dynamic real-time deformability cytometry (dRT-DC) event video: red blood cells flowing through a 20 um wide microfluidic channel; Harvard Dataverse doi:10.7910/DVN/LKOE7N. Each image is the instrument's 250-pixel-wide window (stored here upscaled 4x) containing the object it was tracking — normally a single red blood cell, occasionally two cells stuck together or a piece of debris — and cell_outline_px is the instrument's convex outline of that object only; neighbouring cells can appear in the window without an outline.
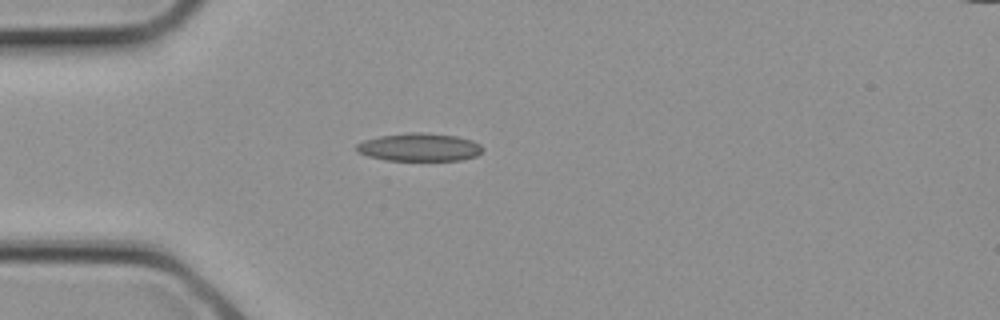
{"species": "common noctule bat (a hibernating species)", "species_latin": "Nyctalus noctula", "temperature_condition": "cold", "stored_images_in_passage": 3, "camera_frame_rate_fps": 3000, "um_per_image_px": 0.085, "animal": {"sex": "female", "body_mass_g": 21.9}, "frame": {"image": 1, "passage_image": 3, "time_ms": 0.667, "image_size_px": [1000, 320], "cell_outline_px": [[484, 148], [476, 156], [460, 160], [384, 160], [368, 156], [356, 152], [356, 144], [364, 140], [380, 136], [408, 132], [420, 132], [456, 136], [472, 140], [480, 144]], "centroid_in_image_um": [35.62, 12.51], "position_along_channel_um": 49.4, "area_um2": 20.58}}